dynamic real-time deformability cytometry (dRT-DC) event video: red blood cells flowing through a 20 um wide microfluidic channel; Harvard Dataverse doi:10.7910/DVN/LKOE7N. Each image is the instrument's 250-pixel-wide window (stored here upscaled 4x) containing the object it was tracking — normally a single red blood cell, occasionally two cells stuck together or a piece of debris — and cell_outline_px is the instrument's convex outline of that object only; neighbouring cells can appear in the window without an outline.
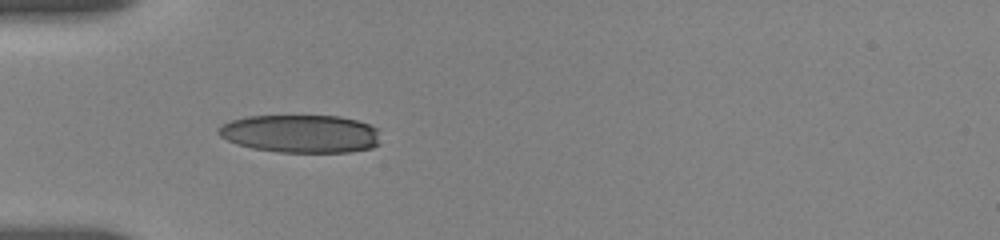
{"species": "human", "species_latin": "Homo sapiens", "temperature_condition": "room temperature", "stored_images_in_passage": 11, "camera_frame_rate_fps": 3000, "um_per_image_px": 0.085, "donor": {"sex": "female"}, "frame": {"image": 1, "passage_image": 7, "time_ms": 5.0, "image_size_px": [1000, 240], "cell_outline_px": [[380, 144], [372, 148], [348, 152], [276, 152], [252, 148], [236, 144], [220, 136], [216, 132], [216, 128], [232, 120], [248, 116], [340, 116], [356, 120], [368, 124], [376, 128]], "centroid_in_image_um": [25.54, 11.37], "position_along_channel_um": 59.5, "area_um2": 35.95}}
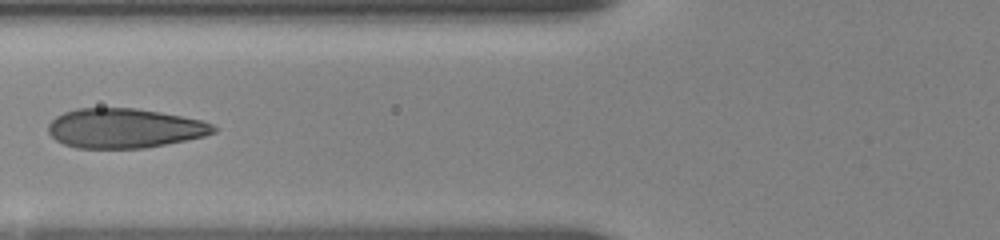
{"frame": {"image": 2, "passage_image": 9, "time_ms": 6.667, "image_size_px": [1000, 240], "cell_outline_px": [[216, 132], [204, 136], [144, 148], [76, 148], [64, 144], [56, 140], [48, 132], [48, 124], [56, 116], [64, 112], [76, 108], [136, 108], [160, 112], [200, 120], [212, 124], [216, 128]], "centroid_in_image_um": [10.54, 10.9], "position_along_channel_um": 115.3, "area_um2": 37.92}}
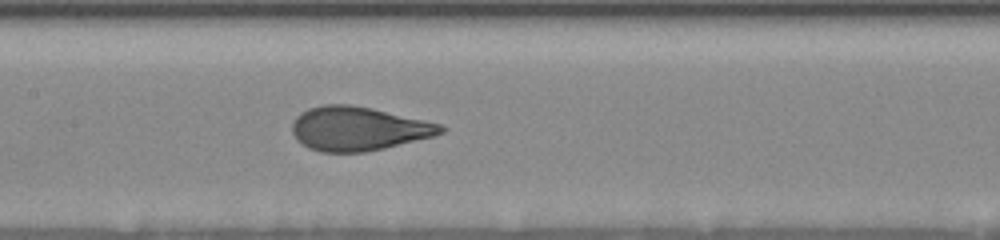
{"frame": {"image": 3, "passage_image": 11, "time_ms": 8.333, "image_size_px": [1000, 240], "cell_outline_px": [[448, 128], [444, 132], [432, 136], [384, 148], [364, 152], [320, 152], [308, 148], [296, 140], [292, 132], [292, 124], [296, 116], [300, 112], [308, 108], [324, 104], [352, 104], [372, 108], [424, 120], [440, 124]], "centroid_in_image_um": [30.41, 10.93], "position_along_channel_um": 177.0, "area_um2": 38.09}}